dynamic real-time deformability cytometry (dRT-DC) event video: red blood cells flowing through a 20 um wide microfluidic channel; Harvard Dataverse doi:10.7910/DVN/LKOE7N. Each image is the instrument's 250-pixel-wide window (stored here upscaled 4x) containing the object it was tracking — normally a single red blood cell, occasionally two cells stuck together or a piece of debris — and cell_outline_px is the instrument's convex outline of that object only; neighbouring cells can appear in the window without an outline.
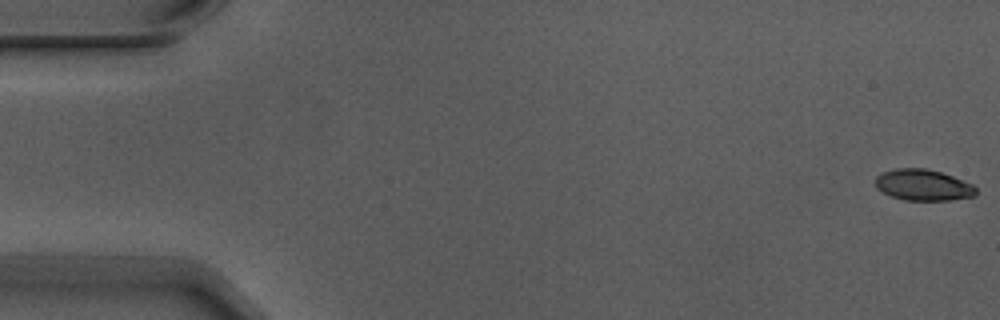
{"species": "Egyptian fruit bat (a non-hibernating species)", "species_latin": "Rousettus aegyptiacus", "temperature_condition": "warm", "stored_images_in_passage": 7, "camera_frame_rate_fps": 3000, "um_per_image_px": 0.085, "animal": {"sex": "male"}, "frame": {"image": 1, "passage_image": 1, "time_ms": 0.0, "image_size_px": [1000, 320], "cell_outline_px": [[976, 196], [948, 200], [904, 200], [892, 196], [876, 188], [876, 176], [880, 172], [896, 168], [924, 168], [940, 172], [952, 176], [972, 184], [976, 188]], "centroid_in_image_um": [78.45, 15.72], "position_along_channel_um": 6.5, "area_um2": 18.21}}
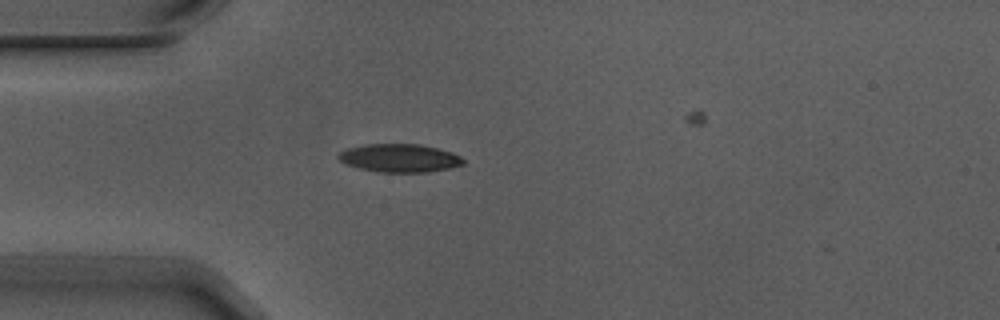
{"frame": {"image": 2, "passage_image": 5, "time_ms": 1.333, "image_size_px": [1000, 320], "cell_outline_px": [[464, 164], [448, 168], [428, 172], [376, 172], [344, 164], [336, 156], [340, 152], [348, 148], [364, 144], [420, 144], [452, 152], [460, 156], [464, 160]], "centroid_in_image_um": [33.94, 13.43], "position_along_channel_um": 51.1, "area_um2": 20.52}}